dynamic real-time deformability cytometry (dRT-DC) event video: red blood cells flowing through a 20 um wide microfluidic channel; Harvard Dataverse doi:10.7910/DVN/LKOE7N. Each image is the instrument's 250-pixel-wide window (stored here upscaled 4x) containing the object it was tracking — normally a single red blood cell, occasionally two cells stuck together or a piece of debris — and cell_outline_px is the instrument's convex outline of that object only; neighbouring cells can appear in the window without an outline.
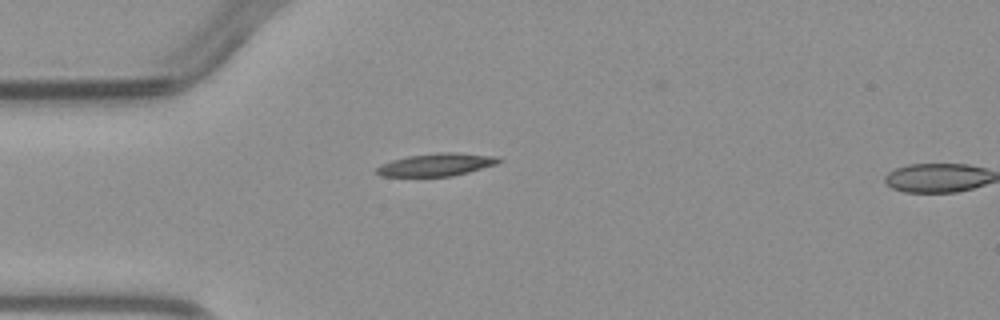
{"species": "common noctule bat (a hibernating species)", "species_latin": "Nyctalus noctula", "temperature_condition": "warm", "stored_images_in_passage": 3, "segment_of_instrument_passage": [1, 2], "camera_frame_rate_fps": 3000, "um_per_image_px": 0.085, "animal": {"sex": "male", "body_mass_g": 23.1, "forearm_length_mm": 52.7}, "frame": {"image": 1, "passage_image": 2, "time_ms": 2.0, "image_size_px": [1000, 320], "cell_outline_px": [[504, 160], [496, 164], [468, 172], [452, 176], [380, 176], [372, 172], [380, 164], [392, 160], [408, 156], [440, 152], [456, 152], [500, 156]], "centroid_in_image_um": [37.1, 13.99], "position_along_channel_um": 47.9, "area_um2": 16.36}}